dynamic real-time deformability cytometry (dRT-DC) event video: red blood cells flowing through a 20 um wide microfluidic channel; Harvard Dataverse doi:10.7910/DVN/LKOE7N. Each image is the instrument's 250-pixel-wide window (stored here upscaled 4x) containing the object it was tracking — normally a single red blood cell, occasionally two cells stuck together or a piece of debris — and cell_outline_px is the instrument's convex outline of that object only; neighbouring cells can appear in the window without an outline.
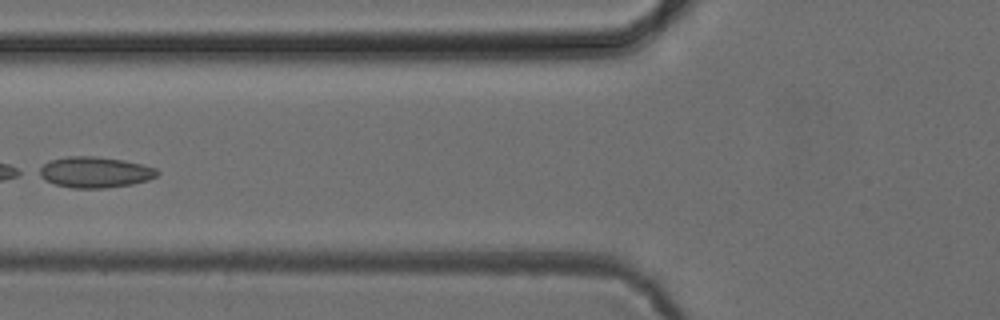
{"species": "common noctule bat (a hibernating species)", "species_latin": "Nyctalus noctula", "temperature_condition": "cold", "stored_images_in_passage": 5, "camera_frame_rate_fps": 3000, "um_per_image_px": 0.085, "animal": {"sex": "female", "body_mass_g": 24.6, "forearm_length_mm": 56.2}, "frame": {"image": 1, "passage_image": 4, "time_ms": 4.333, "image_size_px": [1000, 320], "cell_outline_px": [[160, 172], [156, 176], [148, 180], [132, 184], [104, 188], [72, 188], [56, 184], [44, 180], [36, 176], [32, 172], [48, 160], [68, 156], [96, 156], [124, 160], [156, 168]], "centroid_in_image_um": [7.96, 14.63], "position_along_channel_um": 117.8, "area_um2": 21.68}}
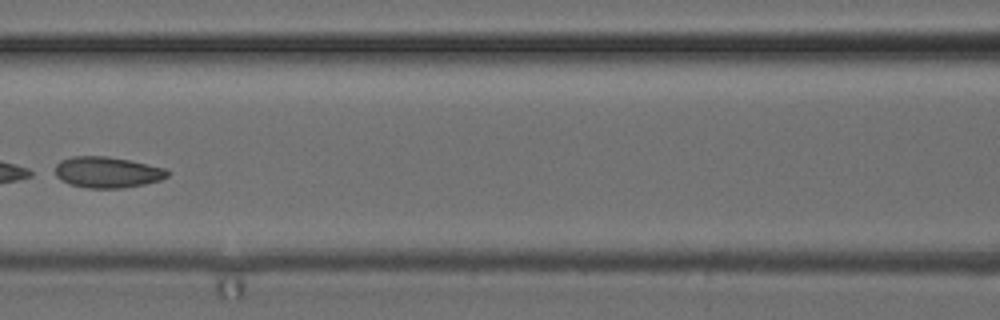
{"frame": {"image": 2, "passage_image": 5, "time_ms": 5.333, "image_size_px": [1000, 320], "cell_outline_px": [[172, 172], [168, 176], [160, 180], [144, 184], [124, 188], [88, 188], [72, 184], [60, 180], [56, 176], [56, 164], [60, 160], [72, 156], [108, 156], [168, 168]], "centroid_in_image_um": [9.16, 14.63], "position_along_channel_um": 157.4, "area_um2": 20.46}}